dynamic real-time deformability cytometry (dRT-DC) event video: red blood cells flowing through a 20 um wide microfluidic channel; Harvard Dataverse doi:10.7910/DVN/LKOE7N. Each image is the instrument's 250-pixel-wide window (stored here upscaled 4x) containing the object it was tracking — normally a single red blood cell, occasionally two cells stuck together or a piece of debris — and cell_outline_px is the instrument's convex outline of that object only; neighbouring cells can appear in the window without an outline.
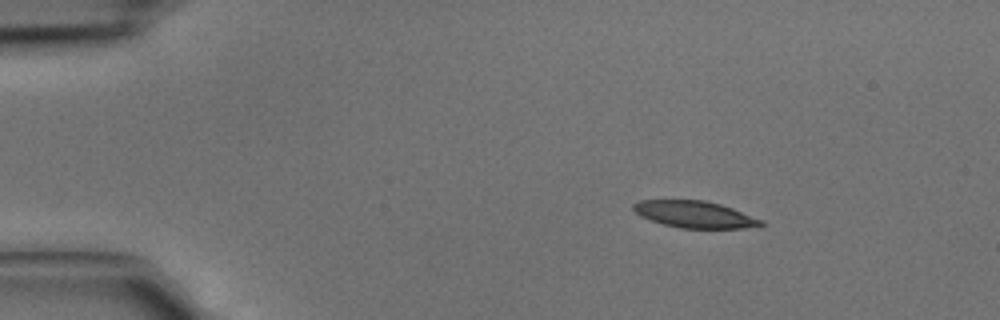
{"species": "common noctule bat (a hibernating species)", "species_latin": "Nyctalus noctula", "temperature_condition": "cold", "stored_images_in_passage": 3, "camera_frame_rate_fps": 3000, "um_per_image_px": 0.085, "animal": {"sex": "male", "body_mass_g": 15.6}, "frame": {"image": 1, "passage_image": 1, "time_ms": 0.0, "image_size_px": [1000, 320], "cell_outline_px": [[764, 224], [744, 228], [680, 228], [664, 224], [640, 216], [632, 208], [632, 204], [640, 200], [704, 200], [720, 204], [732, 208], [764, 220]], "centroid_in_image_um": [59.04, 18.22], "position_along_channel_um": 26.0, "area_um2": 19.77}}
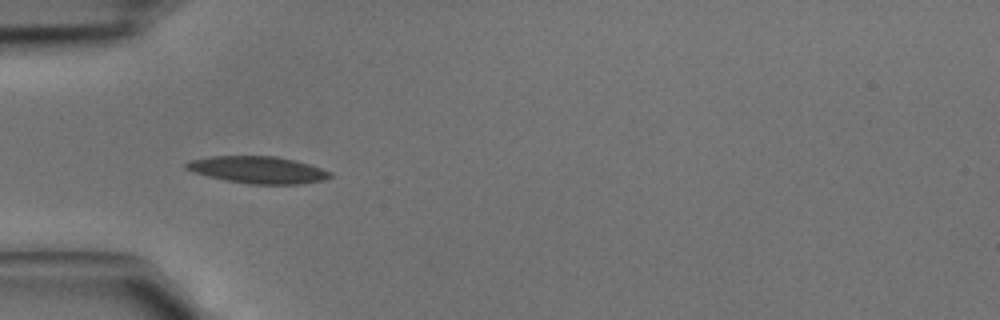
{"frame": {"image": 2, "passage_image": 3, "time_ms": 0.667, "image_size_px": [1000, 320], "cell_outline_px": [[332, 176], [324, 180], [300, 184], [248, 184], [208, 176], [184, 168], [184, 164], [188, 160], [212, 156], [276, 156], [308, 164], [332, 172]], "centroid_in_image_um": [21.91, 14.43], "position_along_channel_um": 63.1, "area_um2": 22.48}}